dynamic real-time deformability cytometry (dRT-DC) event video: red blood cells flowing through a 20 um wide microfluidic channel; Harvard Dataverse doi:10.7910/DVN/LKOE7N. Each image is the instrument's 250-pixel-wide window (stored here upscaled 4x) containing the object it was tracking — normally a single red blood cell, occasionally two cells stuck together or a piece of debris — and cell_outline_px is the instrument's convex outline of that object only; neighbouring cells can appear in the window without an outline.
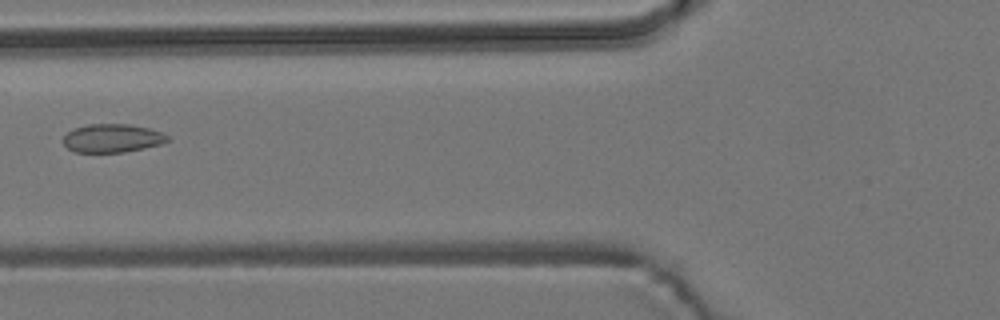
{"species": "common noctule bat (a hibernating species)", "species_latin": "Nyctalus noctula", "temperature_condition": "room temperature", "stored_images_in_passage": 5, "camera_frame_rate_fps": 3000, "um_per_image_px": 0.085, "animal": {"sex": "male", "body_mass_g": 19.2, "forearm_length_mm": 51.8}, "frame": {"image": 1, "passage_image": 5, "time_ms": 5.333, "image_size_px": [1000, 320], "cell_outline_px": [[172, 140], [160, 144], [144, 148], [124, 152], [76, 152], [68, 148], [64, 144], [64, 136], [72, 128], [88, 124], [128, 124], [148, 128], [160, 132], [168, 136]], "centroid_in_image_um": [9.55, 11.74], "position_along_channel_um": 116.3, "area_um2": 17.22}}